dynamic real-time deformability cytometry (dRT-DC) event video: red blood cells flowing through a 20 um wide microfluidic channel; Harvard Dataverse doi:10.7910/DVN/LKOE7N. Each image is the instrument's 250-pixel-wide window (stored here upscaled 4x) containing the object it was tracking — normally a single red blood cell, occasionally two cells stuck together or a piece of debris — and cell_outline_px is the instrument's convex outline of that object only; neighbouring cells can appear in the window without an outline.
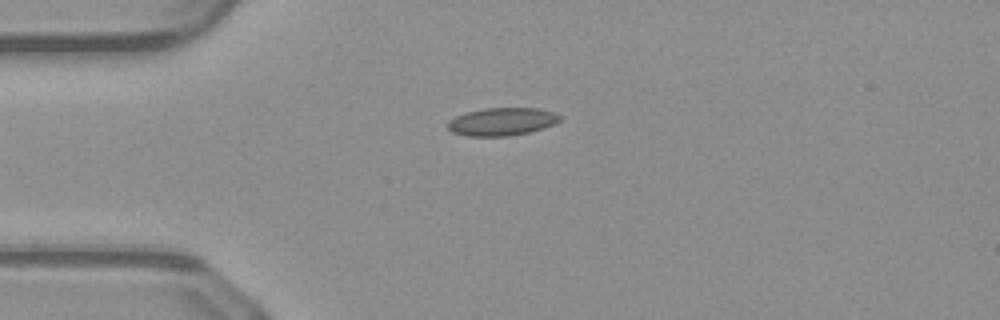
{"species": "common noctule bat (a hibernating species)", "species_latin": "Nyctalus noctula", "temperature_condition": "warm", "stored_images_in_passage": 39, "camera_frame_rate_fps": 3000, "um_per_image_px": 0.085, "animal": {"sex": "male", "body_mass_g": 23.1, "forearm_length_mm": 52.7}, "frame": {"image": 1, "passage_image": 1, "time_ms": 0.0, "image_size_px": [1000, 320], "cell_outline_px": [[560, 120], [556, 124], [544, 128], [528, 132], [508, 136], [468, 136], [452, 132], [448, 128], [448, 120], [456, 116], [468, 112], [484, 108], [540, 108], [552, 112], [560, 116]], "centroid_in_image_um": [42.67, 10.34], "position_along_channel_um": 42.3, "area_um2": 18.15}}
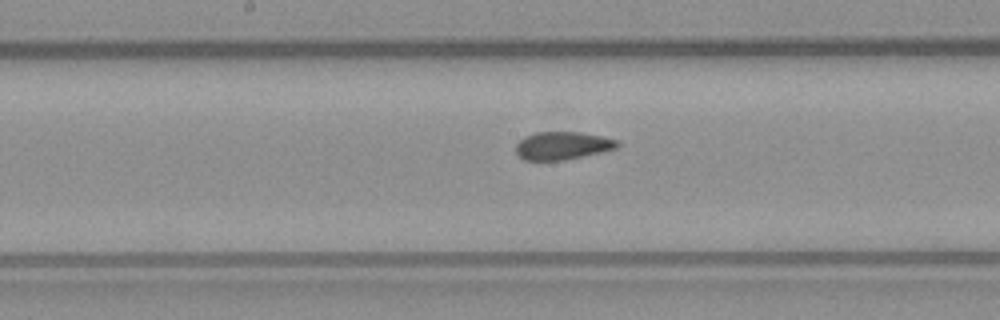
{"frame": {"image": 2, "passage_image": 14, "time_ms": 4.333, "image_size_px": [1000, 320], "cell_outline_px": [[620, 144], [616, 148], [584, 156], [564, 160], [524, 160], [516, 152], [516, 144], [524, 136], [536, 132], [580, 132], [620, 140]], "centroid_in_image_um": [47.81, 12.37], "position_along_channel_um": 200.4, "area_um2": 16.47}}
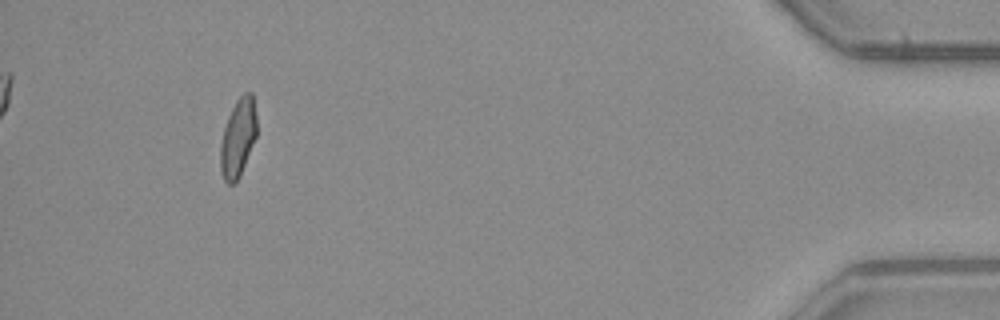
{"frame": {"image": 3, "passage_image": 35, "time_ms": 11.333, "image_size_px": [1000, 320], "cell_outline_px": [[256, 136], [240, 176], [232, 184], [228, 184], [224, 180], [220, 168], [220, 144], [224, 128], [228, 116], [236, 100], [244, 92], [252, 92], [256, 116]], "centroid_in_image_um": [20.22, 11.7], "position_along_channel_um": 415.0, "area_um2": 16.47}, "authors_computed_cell_mechanics": {"area_um2": 16.9932, "velocity_mm_per_s": 4.1194, "shape_relaxation_time_tau1_ms": null, "shape_relaxation_time_tau2_ms": 1.4404, "deformation_change_tau1": null, "deformation_change_tau2": 0.0665}}